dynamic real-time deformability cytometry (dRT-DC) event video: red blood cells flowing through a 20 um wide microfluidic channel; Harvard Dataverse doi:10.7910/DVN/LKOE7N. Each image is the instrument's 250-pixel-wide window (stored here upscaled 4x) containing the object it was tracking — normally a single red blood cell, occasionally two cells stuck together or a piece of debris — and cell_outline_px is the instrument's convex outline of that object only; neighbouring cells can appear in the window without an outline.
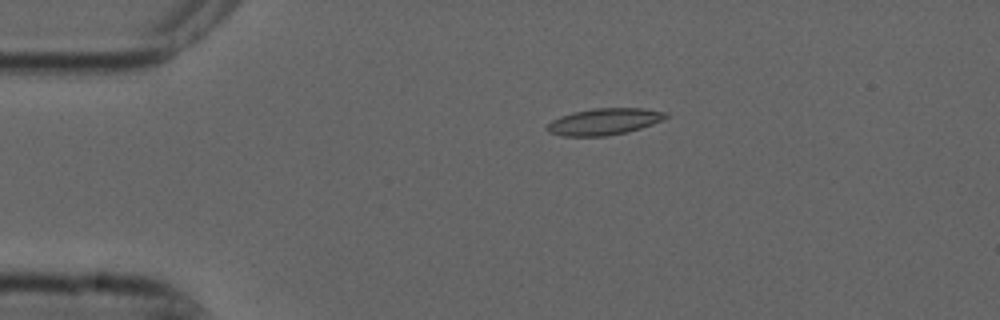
{"species": "common noctule bat (a hibernating species)", "species_latin": "Nyctalus noctula", "temperature_condition": "cold", "stored_images_in_passage": 4, "camera_frame_rate_fps": 3000, "um_per_image_px": 0.085, "animal": {"sex": "male", "forearm_length_mm": 52.5}, "frame": {"image": 1, "passage_image": 3, "time_ms": 0.667, "image_size_px": [1000, 320], "cell_outline_px": [[668, 116], [652, 124], [628, 132], [608, 136], [564, 136], [548, 132], [544, 128], [552, 120], [560, 116], [592, 108], [644, 108], [668, 112]], "centroid_in_image_um": [51.34, 10.34], "position_along_channel_um": 33.7, "area_um2": 18.38}}